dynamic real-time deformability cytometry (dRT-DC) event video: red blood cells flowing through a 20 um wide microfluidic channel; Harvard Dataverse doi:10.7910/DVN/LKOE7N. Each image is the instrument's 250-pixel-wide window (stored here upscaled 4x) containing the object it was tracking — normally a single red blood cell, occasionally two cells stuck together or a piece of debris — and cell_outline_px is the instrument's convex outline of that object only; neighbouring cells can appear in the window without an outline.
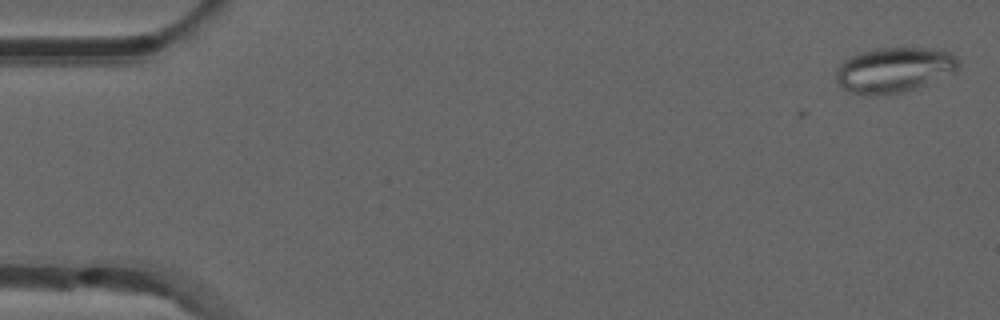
{"species": "common noctule bat (a hibernating species)", "species_latin": "Nyctalus noctula", "temperature_condition": "room temperature", "stored_images_in_passage": 6, "camera_frame_rate_fps": 3000, "um_per_image_px": 0.085, "animal": {"sex": "male", "forearm_length_mm": 52.5}, "frame": {"image": 1, "passage_image": 2, "time_ms": 0.333, "image_size_px": [1000, 320], "cell_outline_px": [[960, 64], [956, 72], [916, 88], [904, 92], [876, 96], [868, 96], [848, 92], [840, 88], [836, 80], [836, 68], [844, 60], [852, 56], [876, 48], [924, 48], [948, 52], [956, 56], [960, 60]], "centroid_in_image_um": [75.98, 5.97], "position_along_channel_um": 9.0, "area_um2": 32.48}}